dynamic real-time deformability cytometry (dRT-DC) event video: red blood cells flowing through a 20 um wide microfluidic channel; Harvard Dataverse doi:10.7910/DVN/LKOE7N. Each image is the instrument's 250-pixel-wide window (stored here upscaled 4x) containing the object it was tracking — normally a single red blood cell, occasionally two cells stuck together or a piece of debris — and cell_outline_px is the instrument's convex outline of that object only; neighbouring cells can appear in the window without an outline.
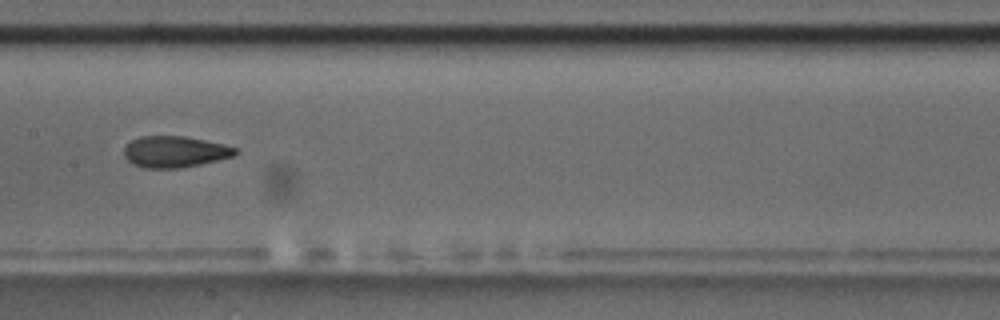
{"species": "common noctule bat (a hibernating species)", "species_latin": "Nyctalus noctula", "temperature_condition": "room temperature", "stored_images_in_passage": 11, "camera_frame_rate_fps": 3000, "um_per_image_px": 0.085, "animal": {"sex": "male", "body_mass_g": 17.5, "forearm_length_mm": 52.3}, "frame": {"image": 1, "passage_image": 4, "time_ms": 3.667, "image_size_px": [1000, 320], "cell_outline_px": [[240, 152], [236, 156], [200, 164], [180, 168], [144, 168], [132, 164], [124, 156], [124, 148], [132, 140], [140, 136], [184, 136], [224, 144], [236, 148]], "centroid_in_image_um": [14.88, 12.9], "position_along_channel_um": 192.5, "area_um2": 20.4}}
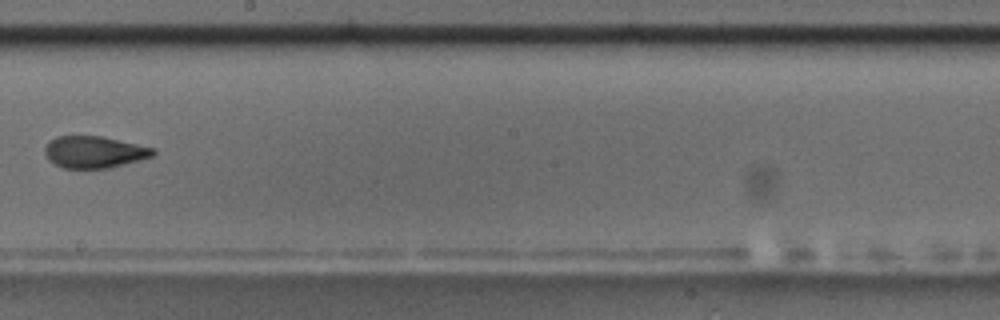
{"frame": {"image": 2, "passage_image": 5, "time_ms": 5.0, "image_size_px": [1000, 320], "cell_outline_px": [[156, 152], [152, 156], [124, 164], [108, 168], [64, 168], [48, 160], [44, 152], [44, 148], [48, 140], [56, 136], [100, 136], [156, 148]], "centroid_in_image_um": [7.98, 12.91], "position_along_channel_um": 240.2, "area_um2": 20.06}, "authors_computed_cell_mechanics": {"area_um2": 20.1722, "velocity_mm_per_s": 3.5911, "shape_relaxation_time_tau1_ms": 6.9615, "shape_relaxation_time_tau2_ms": 1.5012, "deformation_change_tau1": 0.1692, "deformation_change_tau2": 0.0628}}